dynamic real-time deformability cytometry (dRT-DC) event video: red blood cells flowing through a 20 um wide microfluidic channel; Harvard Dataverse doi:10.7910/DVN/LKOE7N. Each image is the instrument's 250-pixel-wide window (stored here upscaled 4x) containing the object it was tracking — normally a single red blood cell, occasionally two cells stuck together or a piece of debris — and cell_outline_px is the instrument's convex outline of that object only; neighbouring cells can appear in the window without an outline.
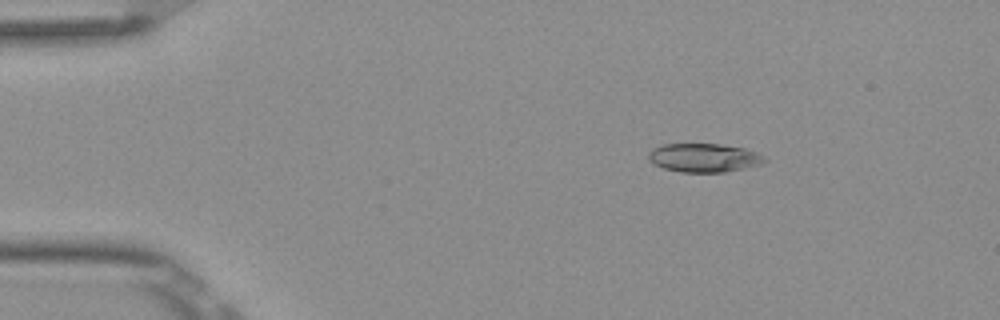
{"species": "Egyptian fruit bat (a non-hibernating species)", "species_latin": "Rousettus aegyptiacus", "temperature_condition": "room temperature", "stored_images_in_passage": 5, "camera_frame_rate_fps": 3000, "um_per_image_px": 0.085, "frame": {"image": 1, "passage_image": 3, "time_ms": 0.667, "image_size_px": [1000, 320], "cell_outline_px": [[768, 160], [764, 164], [724, 172], [680, 172], [664, 168], [648, 160], [648, 152], [652, 148], [664, 144], [720, 144], [744, 148], [756, 152], [764, 156]], "centroid_in_image_um": [59.86, 13.41], "position_along_channel_um": 25.1, "area_um2": 19.48}}